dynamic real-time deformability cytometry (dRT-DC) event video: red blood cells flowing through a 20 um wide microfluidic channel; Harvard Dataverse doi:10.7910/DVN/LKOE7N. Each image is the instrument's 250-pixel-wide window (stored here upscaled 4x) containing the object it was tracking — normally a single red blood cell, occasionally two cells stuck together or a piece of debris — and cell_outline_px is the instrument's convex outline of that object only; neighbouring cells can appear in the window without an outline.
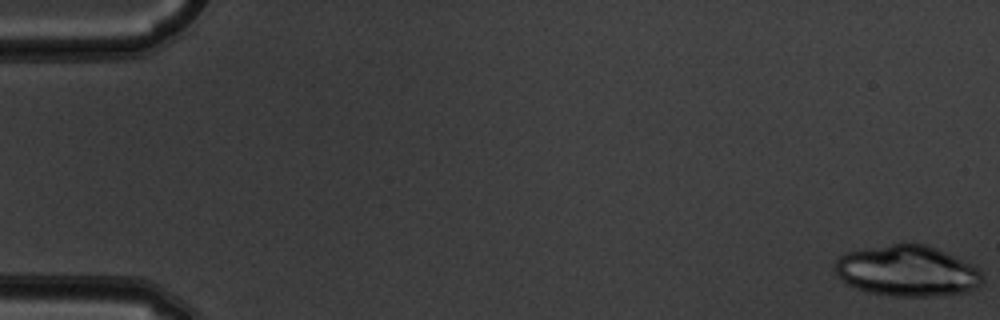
{"species": "common noctule bat (a hibernating species)", "species_latin": "Nyctalus noctula", "temperature_condition": "warm", "stored_images_in_passage": 20, "camera_frame_rate_fps": 3000, "um_per_image_px": 0.085, "animal": {"sex": "male", "body_mass_g": 19.5, "forearm_length_mm": 54.6}, "frame": {"image": 1, "passage_image": 1, "time_ms": 0.0, "image_size_px": [1000, 320], "cell_outline_px": [[984, 280], [980, 284], [964, 292], [936, 296], [892, 296], [868, 292], [856, 288], [840, 280], [836, 272], [836, 260], [840, 256], [848, 252], [892, 244], [924, 244], [936, 248], [976, 268], [984, 276]], "centroid_in_image_um": [77.08, 23.05], "position_along_channel_um": 7.9, "area_um2": 42.95}}